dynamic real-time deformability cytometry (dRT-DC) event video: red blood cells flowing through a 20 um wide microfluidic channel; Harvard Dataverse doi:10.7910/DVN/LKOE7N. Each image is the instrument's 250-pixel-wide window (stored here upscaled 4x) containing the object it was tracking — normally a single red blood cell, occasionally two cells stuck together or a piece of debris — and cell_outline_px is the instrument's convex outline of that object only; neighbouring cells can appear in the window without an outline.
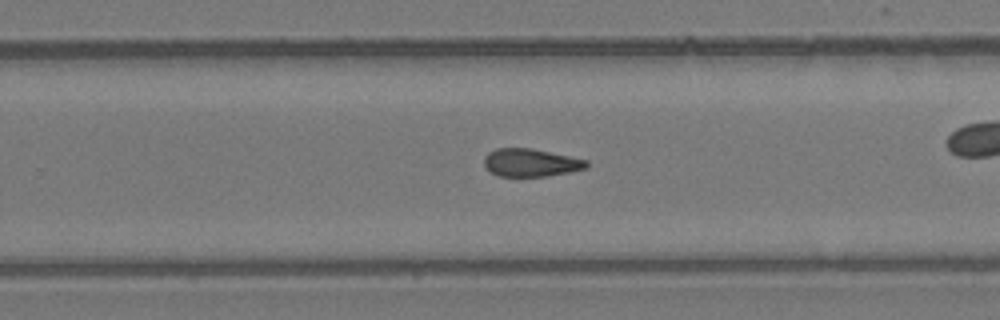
{"species": "common noctule bat (a hibernating species)", "species_latin": "Nyctalus noctula", "temperature_condition": "room temperature", "stored_images_in_passage": 30, "camera_frame_rate_fps": 3000, "um_per_image_px": 0.085, "animal": {"sex": "female", "body_mass_g": 24.6, "forearm_length_mm": 56.2}, "frame": {"image": 1, "passage_image": 21, "time_ms": 6.667, "image_size_px": [1000, 320], "cell_outline_px": [[588, 168], [548, 176], [500, 176], [492, 172], [484, 164], [484, 156], [488, 152], [496, 148], [532, 148], [588, 160]], "centroid_in_image_um": [45.13, 13.81], "position_along_channel_um": 284.7, "area_um2": 16.59}}